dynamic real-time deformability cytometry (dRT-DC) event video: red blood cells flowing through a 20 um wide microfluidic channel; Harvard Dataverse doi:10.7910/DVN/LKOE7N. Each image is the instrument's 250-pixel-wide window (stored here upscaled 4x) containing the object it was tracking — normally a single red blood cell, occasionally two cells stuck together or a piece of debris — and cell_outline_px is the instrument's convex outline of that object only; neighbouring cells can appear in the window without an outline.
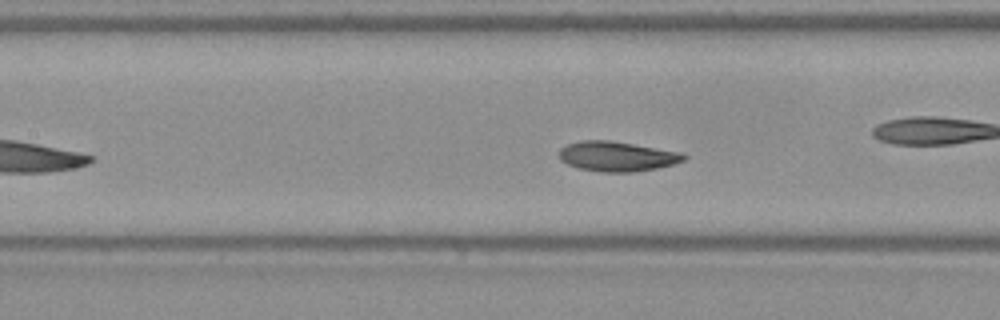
{"species": "Egyptian fruit bat (a non-hibernating species)", "species_latin": "Rousettus aegyptiacus", "temperature_condition": "warm", "stored_images_in_passage": 34, "camera_frame_rate_fps": 3000, "um_per_image_px": 0.085, "frame": {"image": 1, "passage_image": 15, "time_ms": 4.667, "image_size_px": [1000, 320], "cell_outline_px": [[688, 156], [684, 160], [672, 164], [656, 168], [632, 172], [604, 172], [576, 168], [560, 160], [560, 148], [568, 144], [580, 140], [608, 140], [684, 152]], "centroid_in_image_um": [52.45, 13.28], "position_along_channel_um": 154.9, "area_um2": 21.73}, "authors_computed_cell_mechanics": {"area_um2": 21.8195, "velocity_mm_per_s": 3.7036, "shape_relaxation_time_tau1_ms": 1.6043, "shape_relaxation_time_tau2_ms": 1.3136, "deformation_change_tau1": 0.1192, "deformation_change_tau2": 0.0741}}